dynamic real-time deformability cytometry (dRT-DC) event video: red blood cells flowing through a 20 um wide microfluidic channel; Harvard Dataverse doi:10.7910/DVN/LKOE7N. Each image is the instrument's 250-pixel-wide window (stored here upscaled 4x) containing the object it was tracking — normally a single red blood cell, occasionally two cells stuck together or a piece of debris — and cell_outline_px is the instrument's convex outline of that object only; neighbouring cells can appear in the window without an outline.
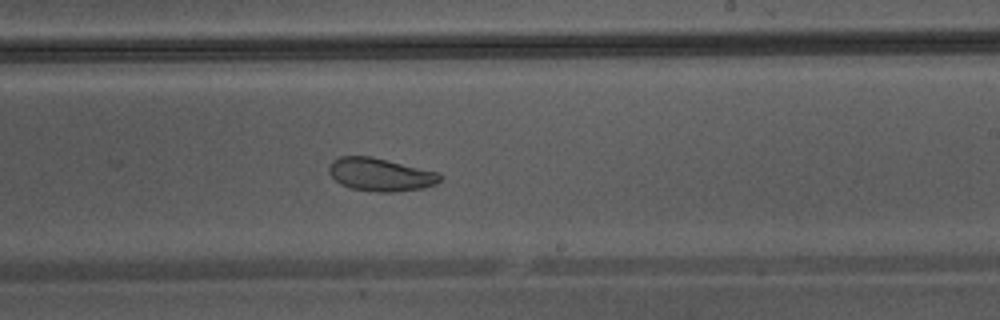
{"species": "Egyptian fruit bat (a non-hibernating species)", "species_latin": "Rousettus aegyptiacus", "temperature_condition": "warm", "stored_images_in_passage": 28, "camera_frame_rate_fps": 3000, "um_per_image_px": 0.085, "animal": {"sex": "male"}, "frame": {"image": 1, "passage_image": 20, "time_ms": 6.333, "image_size_px": [1000, 320], "cell_outline_px": [[444, 176], [436, 184], [424, 188], [392, 192], [376, 192], [352, 188], [340, 184], [328, 172], [328, 168], [332, 160], [340, 156], [372, 156], [440, 172]], "centroid_in_image_um": [32.37, 14.83], "position_along_channel_um": 256.6, "area_um2": 21.62}}